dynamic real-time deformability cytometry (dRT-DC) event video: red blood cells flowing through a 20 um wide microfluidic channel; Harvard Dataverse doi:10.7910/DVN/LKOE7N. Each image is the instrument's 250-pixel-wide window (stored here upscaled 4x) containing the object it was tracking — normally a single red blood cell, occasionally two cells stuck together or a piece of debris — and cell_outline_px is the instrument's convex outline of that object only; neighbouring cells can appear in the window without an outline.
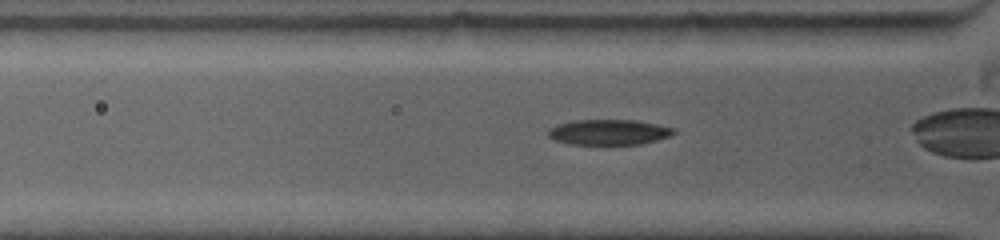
{"species": "common noctule bat (a hibernating species)", "species_latin": "Nyctalus noctula", "temperature_condition": "warm", "stored_images_in_passage": 9, "segment_of_instrument_passage": [2, 2], "camera_frame_rate_fps": 5000, "um_per_image_px": 0.085, "animal": {"sex": "female", "body_mass_g": 19.0, "forearm_length_mm": 53.3}, "frame": {"image": 1, "passage_image": 9, "time_ms": 2.4, "image_size_px": [1000, 240], "cell_outline_px": [[676, 132], [672, 136], [640, 144], [568, 144], [556, 140], [548, 136], [548, 128], [556, 124], [572, 120], [636, 120], [676, 128]], "centroid_in_image_um": [51.75, 11.22], "position_along_channel_um": 74.1, "area_um2": 18.73}}